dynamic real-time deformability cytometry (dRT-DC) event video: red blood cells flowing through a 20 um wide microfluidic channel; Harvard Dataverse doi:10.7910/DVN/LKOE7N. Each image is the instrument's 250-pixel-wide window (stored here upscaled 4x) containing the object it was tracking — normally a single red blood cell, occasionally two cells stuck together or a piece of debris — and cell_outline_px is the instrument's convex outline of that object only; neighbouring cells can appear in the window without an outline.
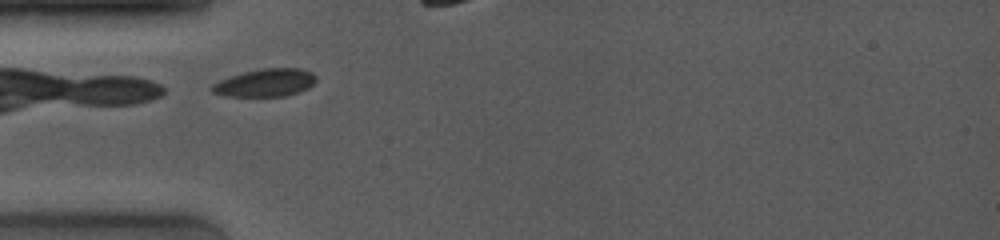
{"species": "common noctule bat (a hibernating species)", "species_latin": "Nyctalus noctula", "temperature_condition": "room temperature", "stored_images_in_passage": 15, "camera_frame_rate_fps": 4000, "um_per_image_px": 0.085, "animal": {"sex": "female", "body_mass_g": 19.0, "forearm_length_mm": 53.3}, "frame": {"image": 1, "passage_image": 1, "time_ms": 0.0, "image_size_px": [1000, 240], "cell_outline_px": [[316, 80], [308, 88], [300, 92], [284, 96], [224, 96], [212, 92], [212, 84], [220, 80], [244, 72], [260, 68], [300, 68], [312, 72], [316, 76]], "centroid_in_image_um": [22.58, 7.03], "position_along_channel_um": 62.4, "area_um2": 16.82}}